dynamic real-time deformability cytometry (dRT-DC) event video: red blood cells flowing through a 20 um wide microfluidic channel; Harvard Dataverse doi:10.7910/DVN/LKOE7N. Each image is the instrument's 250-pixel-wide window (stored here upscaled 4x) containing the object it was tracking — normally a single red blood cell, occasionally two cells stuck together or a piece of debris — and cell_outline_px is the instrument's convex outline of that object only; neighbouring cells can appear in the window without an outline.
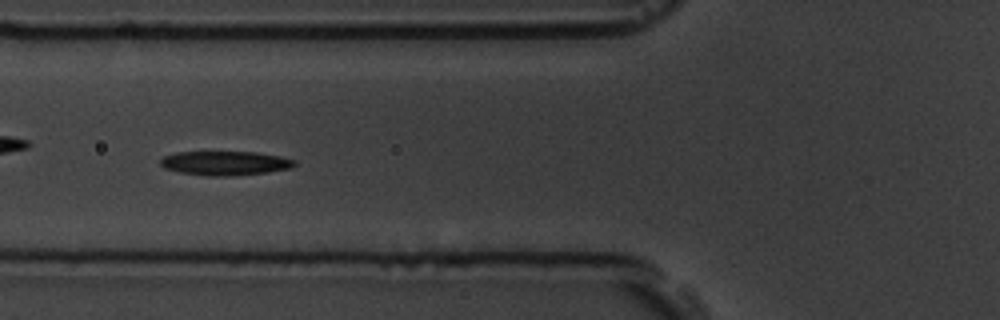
{"species": "common noctule bat (a hibernating species)", "species_latin": "Nyctalus noctula", "temperature_condition": "room temperature", "stored_images_in_passage": 8, "camera_frame_rate_fps": 3000, "um_per_image_px": 0.085, "animal": {"sex": "male", "body_mass_g": 19.5, "forearm_length_mm": 54.6}, "frame": {"image": 1, "passage_image": 7, "time_ms": 7.0, "image_size_px": [1000, 320], "cell_outline_px": [[296, 164], [292, 168], [268, 172], [232, 176], [208, 176], [180, 172], [164, 168], [160, 164], [160, 160], [164, 156], [176, 152], [256, 152], [280, 156], [296, 160]], "centroid_in_image_um": [19.15, 13.87], "position_along_channel_um": 106.6, "area_um2": 18.96}}
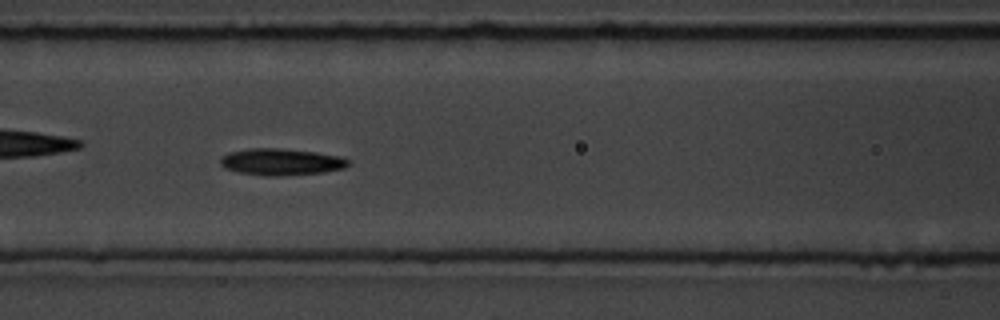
{"frame": {"image": 2, "passage_image": 8, "time_ms": 8.0, "image_size_px": [1000, 320], "cell_outline_px": [[352, 164], [344, 168], [324, 172], [280, 176], [264, 176], [240, 172], [224, 168], [220, 164], [220, 156], [228, 152], [248, 148], [280, 148], [316, 152], [340, 156], [352, 160]], "centroid_in_image_um": [23.92, 13.75], "position_along_channel_um": 142.7, "area_um2": 20.23}}